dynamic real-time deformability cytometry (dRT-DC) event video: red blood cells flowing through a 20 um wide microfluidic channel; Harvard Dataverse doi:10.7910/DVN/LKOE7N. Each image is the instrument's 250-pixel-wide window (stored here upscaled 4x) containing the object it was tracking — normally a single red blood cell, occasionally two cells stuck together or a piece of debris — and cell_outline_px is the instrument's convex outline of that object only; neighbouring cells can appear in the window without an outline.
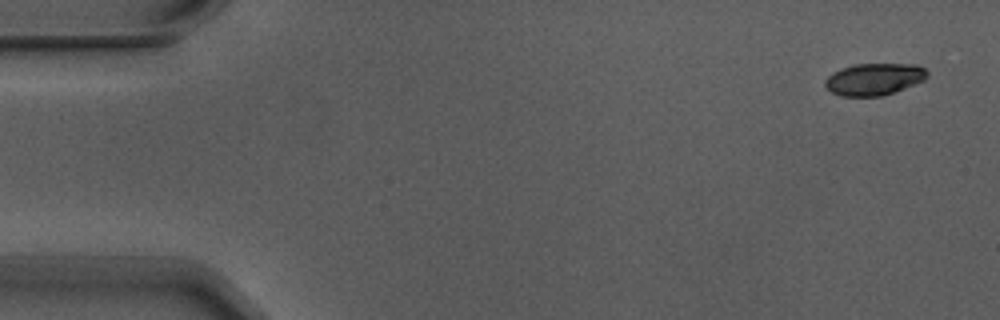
{"species": "Egyptian fruit bat (a non-hibernating species)", "species_latin": "Rousettus aegyptiacus", "temperature_condition": "warm", "stored_images_in_passage": 6, "camera_frame_rate_fps": 3000, "um_per_image_px": 0.085, "animal": {"sex": "male"}, "frame": {"image": 1, "passage_image": 1, "time_ms": 0.0, "image_size_px": [1000, 320], "cell_outline_px": [[928, 76], [924, 80], [904, 88], [880, 96], [840, 96], [832, 92], [824, 84], [824, 80], [832, 72], [856, 64], [916, 64], [924, 68], [928, 72]], "centroid_in_image_um": [74.3, 6.72], "position_along_channel_um": 10.7, "area_um2": 18.84}}
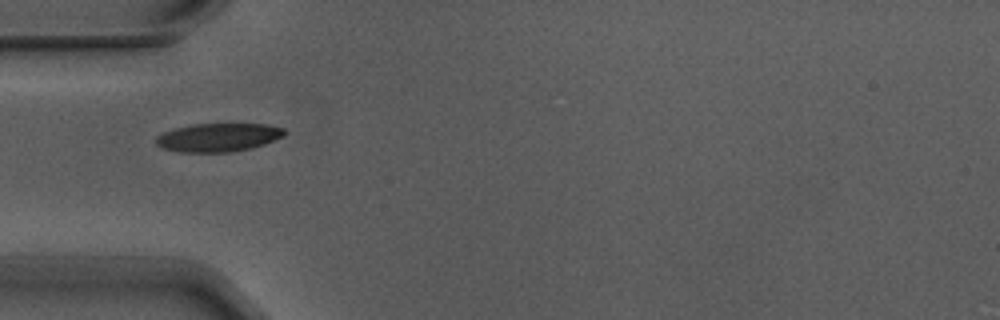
{"frame": {"image": 2, "passage_image": 5, "time_ms": 1.333, "image_size_px": [1000, 320], "cell_outline_px": [[284, 136], [264, 144], [252, 148], [232, 152], [180, 152], [164, 148], [156, 144], [156, 136], [164, 132], [176, 128], [192, 124], [268, 124], [284, 128]], "centroid_in_image_um": [18.56, 11.68], "position_along_channel_um": 66.4, "area_um2": 21.21}}